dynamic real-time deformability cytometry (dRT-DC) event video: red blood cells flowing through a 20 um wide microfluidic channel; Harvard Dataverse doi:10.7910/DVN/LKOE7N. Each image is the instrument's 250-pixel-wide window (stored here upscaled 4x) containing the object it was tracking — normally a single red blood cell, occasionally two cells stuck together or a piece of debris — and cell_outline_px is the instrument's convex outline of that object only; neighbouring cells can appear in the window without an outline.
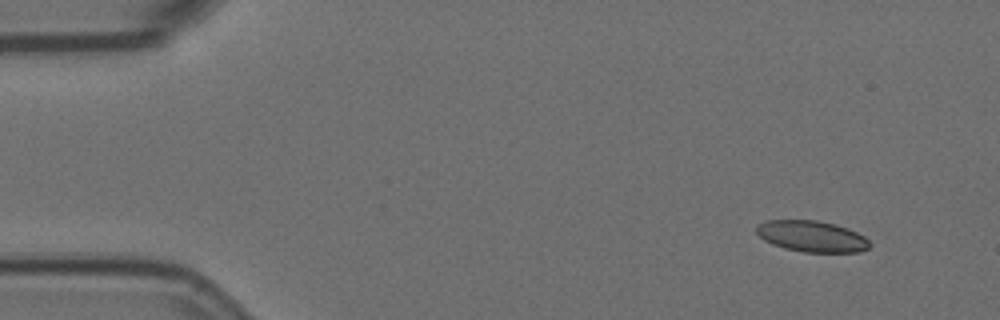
{"species": "Egyptian fruit bat (a non-hibernating species)", "species_latin": "Rousettus aegyptiacus", "temperature_condition": "room temperature", "stored_images_in_passage": 9, "camera_frame_rate_fps": 3000, "um_per_image_px": 0.085, "animal": {"sex": "female"}, "frame": {"image": 1, "passage_image": 1, "time_ms": 0.0, "image_size_px": [1000, 320], "cell_outline_px": [[872, 244], [868, 248], [860, 252], [804, 252], [784, 248], [772, 244], [764, 240], [756, 232], [756, 224], [764, 220], [816, 220], [848, 228], [864, 236]], "centroid_in_image_um": [68.98, 20.08], "position_along_channel_um": 16.0, "area_um2": 20.63}}
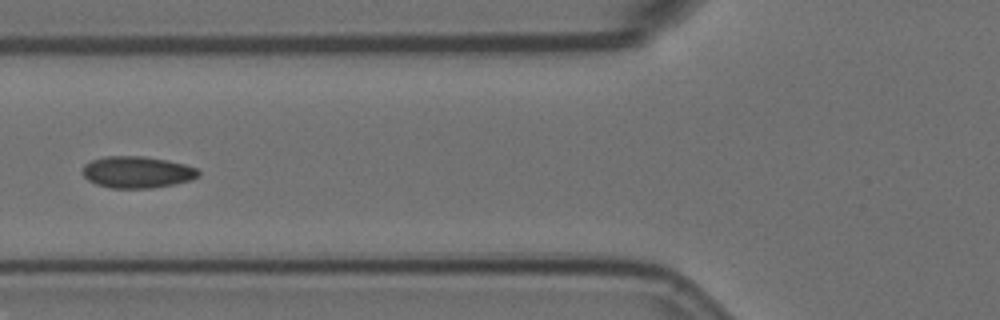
{"frame": {"image": 2, "passage_image": 6, "time_ms": 1.667, "image_size_px": [1000, 320], "cell_outline_px": [[200, 176], [192, 180], [152, 188], [112, 188], [96, 184], [88, 180], [80, 172], [84, 164], [92, 160], [104, 156], [144, 156], [168, 160], [184, 164], [196, 168], [200, 172]], "centroid_in_image_um": [11.64, 14.62], "position_along_channel_um": 114.2, "area_um2": 21.56}}
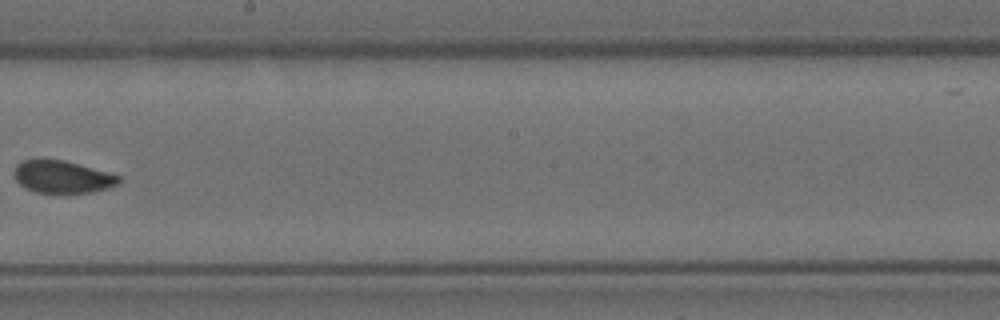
{"frame": {"image": 3, "passage_image": 9, "time_ms": 2.667, "image_size_px": [1000, 320], "cell_outline_px": [[120, 184], [108, 188], [92, 192], [36, 192], [20, 184], [16, 180], [12, 172], [16, 164], [20, 160], [40, 156], [64, 160], [108, 172], [120, 176]], "centroid_in_image_um": [5.24, 14.97], "position_along_channel_um": 243.0, "area_um2": 20.23}}